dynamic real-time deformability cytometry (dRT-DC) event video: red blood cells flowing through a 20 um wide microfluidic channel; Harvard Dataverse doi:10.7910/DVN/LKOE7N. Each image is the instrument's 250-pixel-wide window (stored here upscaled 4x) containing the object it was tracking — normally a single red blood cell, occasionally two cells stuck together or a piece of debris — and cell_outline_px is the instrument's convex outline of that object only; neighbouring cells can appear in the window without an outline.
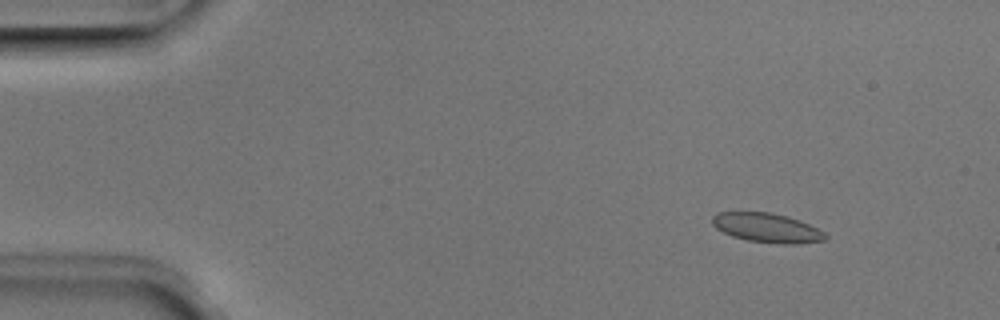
{"species": "Egyptian fruit bat (a non-hibernating species)", "species_latin": "Rousettus aegyptiacus", "temperature_condition": "room temperature", "stored_images_in_passage": 52, "segment_of_instrument_passage": [1, 2], "camera_frame_rate_fps": 3000, "um_per_image_px": 0.085, "animal": {"sex": "male"}, "frame": {"image": 1, "passage_image": 6, "time_ms": 1.667, "image_size_px": [1000, 320], "cell_outline_px": [[828, 236], [824, 240], [800, 244], [776, 244], [748, 240], [732, 236], [716, 228], [712, 224], [712, 216], [716, 212], [772, 212], [788, 216], [800, 220], [824, 232]], "centroid_in_image_um": [65.19, 19.36], "position_along_channel_um": 19.8, "area_um2": 19.42}}
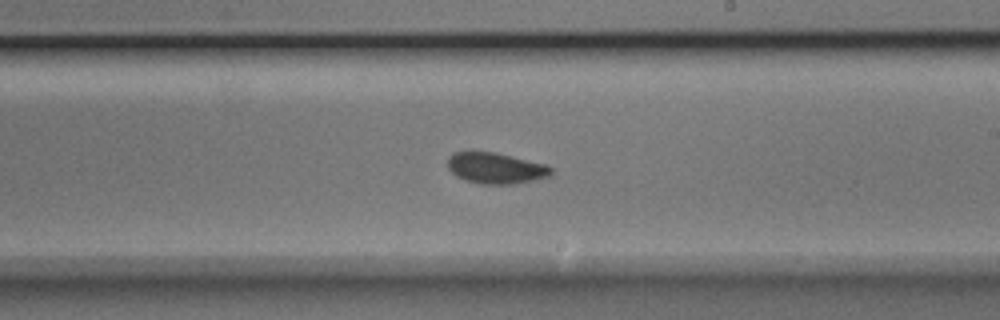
{"frame": {"image": 2, "passage_image": 30, "time_ms": 9.667, "image_size_px": [1000, 320], "cell_outline_px": [[552, 176], [512, 184], [480, 184], [464, 180], [456, 176], [448, 168], [448, 156], [452, 152], [472, 148], [496, 152], [544, 164], [552, 168]], "centroid_in_image_um": [42.05, 14.24], "position_along_channel_um": 246.9, "area_um2": 19.31}}
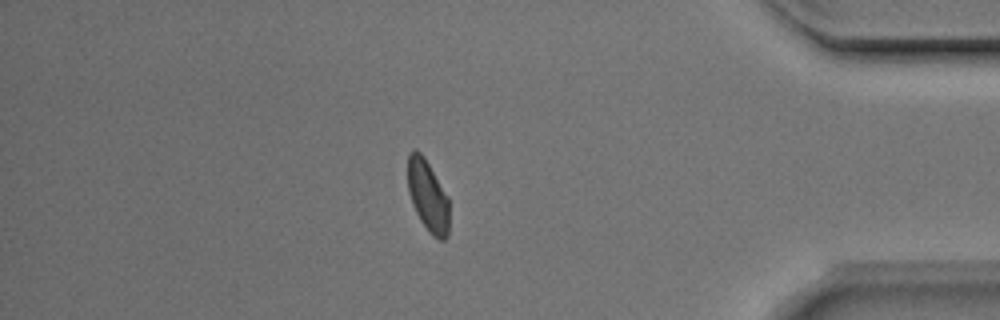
{"frame": {"image": 3, "passage_image": 44, "time_ms": 14.333, "image_size_px": [1000, 320], "cell_outline_px": [[448, 236], [444, 240], [440, 240], [432, 236], [428, 232], [420, 220], [412, 204], [408, 192], [408, 156], [416, 148], [424, 156], [448, 196]], "centroid_in_image_um": [36.36, 16.67], "position_along_channel_um": 398.8, "area_um2": 17.28}}